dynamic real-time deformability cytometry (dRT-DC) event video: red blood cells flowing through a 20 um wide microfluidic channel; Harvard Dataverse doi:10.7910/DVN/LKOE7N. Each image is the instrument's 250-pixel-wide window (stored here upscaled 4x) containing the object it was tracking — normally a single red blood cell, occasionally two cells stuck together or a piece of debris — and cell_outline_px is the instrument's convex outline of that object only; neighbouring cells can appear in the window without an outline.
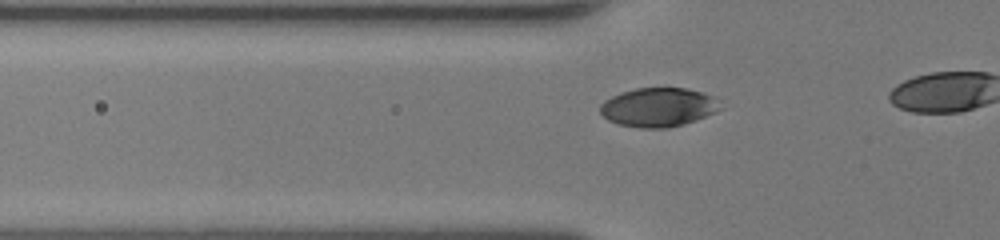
{"species": "human", "species_latin": "Homo sapiens", "temperature_condition": "room temperature", "stored_images_in_passage": 11, "camera_frame_rate_fps": 3000, "um_per_image_px": 0.085, "donor": {"sex": "female"}, "frame": {"image": 1, "passage_image": 8, "time_ms": 2.333, "image_size_px": [1000, 240], "cell_outline_px": [[724, 108], [716, 112], [696, 120], [684, 124], [668, 128], [640, 128], [620, 124], [608, 120], [600, 112], [600, 104], [604, 100], [620, 92], [636, 88], [684, 88], [716, 96]], "centroid_in_image_um": [56.0, 9.11], "position_along_channel_um": 69.8, "area_um2": 27.51}}